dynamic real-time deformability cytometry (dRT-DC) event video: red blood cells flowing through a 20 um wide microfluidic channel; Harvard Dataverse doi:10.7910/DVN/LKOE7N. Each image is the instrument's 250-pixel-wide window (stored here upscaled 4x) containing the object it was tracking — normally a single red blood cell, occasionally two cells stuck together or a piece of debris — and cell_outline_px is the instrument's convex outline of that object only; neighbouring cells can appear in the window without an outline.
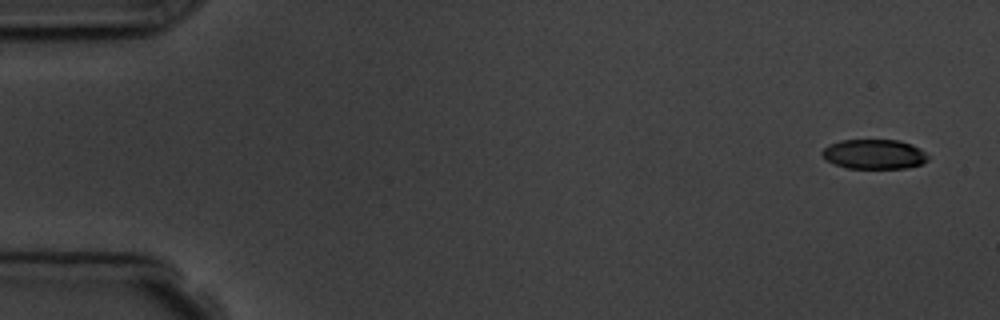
{"species": "common noctule bat (a hibernating species)", "species_latin": "Nyctalus noctula", "temperature_condition": "room temperature", "stored_images_in_passage": 5, "camera_frame_rate_fps": 3000, "um_per_image_px": 0.085, "animal": {"sex": "male", "body_mass_g": 19.5, "forearm_length_mm": 54.6}, "frame": {"image": 1, "passage_image": 1, "time_ms": 0.0, "image_size_px": [1000, 320], "cell_outline_px": [[928, 160], [920, 164], [904, 168], [848, 168], [836, 164], [828, 160], [820, 152], [824, 148], [840, 140], [900, 140], [912, 144], [920, 148], [928, 156]], "centroid_in_image_um": [74.33, 13.1], "position_along_channel_um": 10.7, "area_um2": 18.09}}
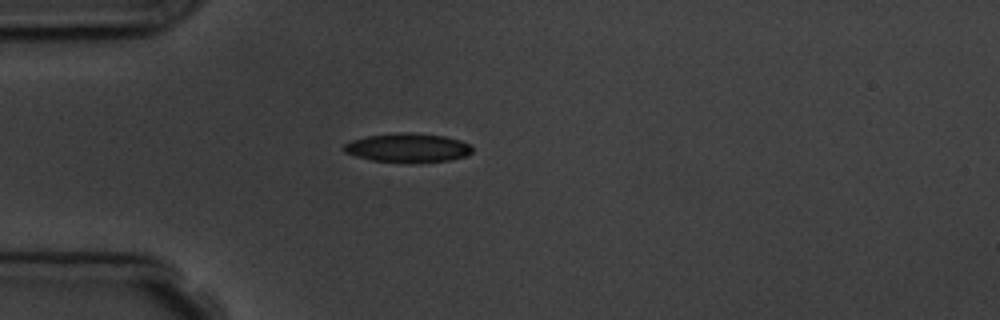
{"frame": {"image": 2, "passage_image": 5, "time_ms": 4.333, "image_size_px": [1000, 320], "cell_outline_px": [[472, 152], [468, 156], [448, 160], [372, 160], [356, 156], [344, 152], [344, 144], [352, 140], [368, 136], [400, 132], [408, 132], [444, 136], [460, 140], [468, 144], [472, 148]], "centroid_in_image_um": [34.66, 12.52], "position_along_channel_um": 50.3, "area_um2": 20.75}}